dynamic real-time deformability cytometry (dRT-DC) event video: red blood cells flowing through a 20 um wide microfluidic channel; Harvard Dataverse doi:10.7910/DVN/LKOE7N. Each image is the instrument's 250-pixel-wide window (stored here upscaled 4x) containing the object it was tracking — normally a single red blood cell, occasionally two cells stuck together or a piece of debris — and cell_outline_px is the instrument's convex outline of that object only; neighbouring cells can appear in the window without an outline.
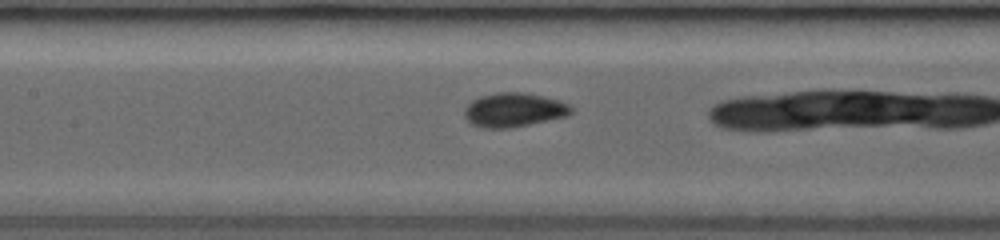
{"species": "common noctule bat (a hibernating species)", "species_latin": "Nyctalus noctula", "temperature_condition": "room temperature", "stored_images_in_passage": 14, "camera_frame_rate_fps": 3000, "um_per_image_px": 0.085, "animal": {"sex": "female", "body_mass_g": 19.0, "forearm_length_mm": 53.3}, "frame": {"image": 1, "passage_image": 7, "time_ms": 2.0, "image_size_px": [1000, 240], "cell_outline_px": [[572, 112], [568, 116], [508, 128], [480, 128], [472, 124], [464, 116], [464, 108], [472, 100], [480, 96], [500, 92], [524, 92], [560, 100], [568, 104], [572, 108]], "centroid_in_image_um": [43.66, 9.34], "position_along_channel_um": 163.7, "area_um2": 21.15}}
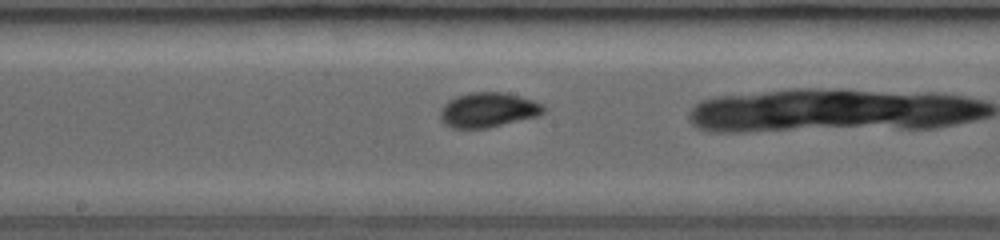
{"frame": {"image": 2, "passage_image": 10, "time_ms": 3.0, "image_size_px": [1000, 240], "cell_outline_px": [[548, 108], [540, 116], [488, 128], [452, 128], [444, 124], [440, 120], [440, 108], [448, 100], [456, 96], [468, 92], [504, 92], [532, 100], [544, 104]], "centroid_in_image_um": [41.5, 9.35], "position_along_channel_um": 206.7, "area_um2": 21.33}}